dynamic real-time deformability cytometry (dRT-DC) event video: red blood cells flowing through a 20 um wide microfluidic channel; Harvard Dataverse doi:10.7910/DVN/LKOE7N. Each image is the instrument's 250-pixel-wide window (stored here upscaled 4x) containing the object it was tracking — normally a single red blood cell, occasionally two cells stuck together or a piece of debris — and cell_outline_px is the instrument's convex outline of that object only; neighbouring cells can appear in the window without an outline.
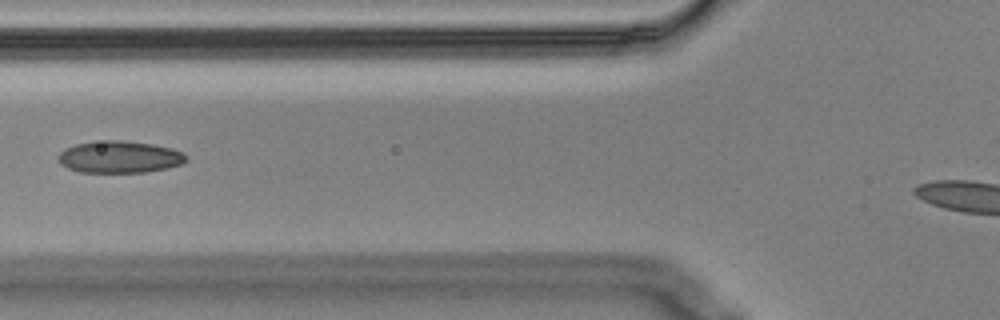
{"species": "Egyptian fruit bat (a non-hibernating species)", "species_latin": "Rousettus aegyptiacus", "temperature_condition": "cold", "stored_images_in_passage": 8, "segment_of_instrument_passage": [1, 2], "camera_frame_rate_fps": 3000, "um_per_image_px": 0.085, "animal": {"sex": "male"}, "frame": {"image": 1, "passage_image": 3, "time_ms": 0.667, "image_size_px": [1000, 320], "cell_outline_px": [[188, 160], [180, 164], [168, 168], [144, 172], [80, 172], [68, 168], [60, 164], [60, 152], [64, 148], [76, 144], [104, 140], [124, 140], [152, 144], [172, 148], [184, 152], [188, 156]], "centroid_in_image_um": [10.2, 13.33], "position_along_channel_um": 115.6, "area_um2": 23.87}}
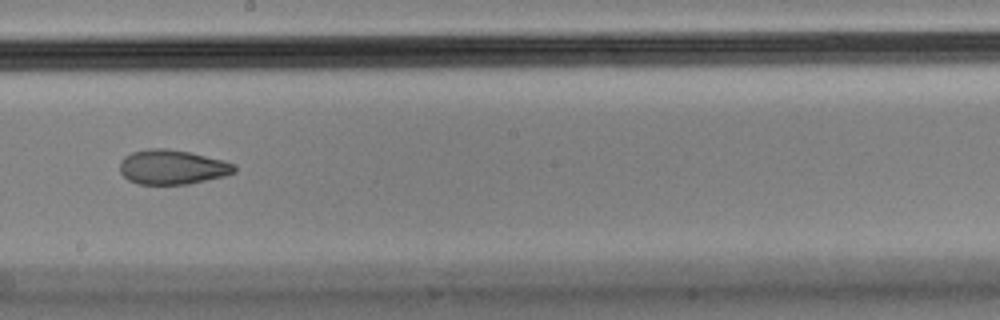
{"frame": {"image": 2, "passage_image": 6, "time_ms": 1.667, "image_size_px": [1000, 320], "cell_outline_px": [[236, 172], [224, 176], [188, 184], [140, 184], [128, 180], [120, 172], [120, 160], [124, 156], [132, 152], [148, 148], [168, 148], [188, 152], [224, 160], [236, 164]], "centroid_in_image_um": [14.64, 14.19], "position_along_channel_um": 233.6, "area_um2": 23.18}}
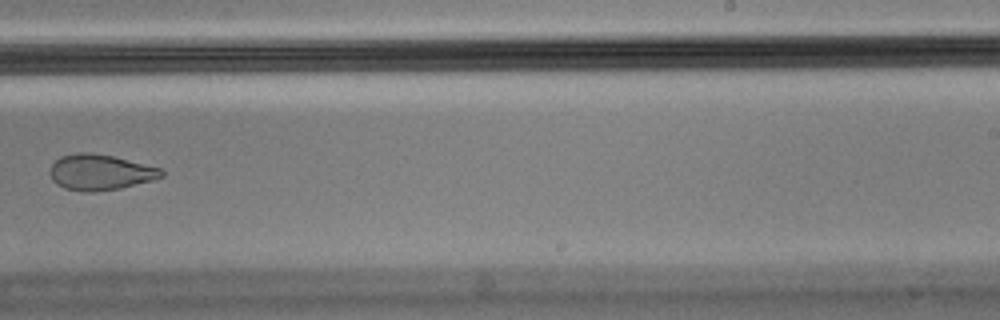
{"frame": {"image": 3, "passage_image": 7, "time_ms": 2.0, "image_size_px": [1000, 320], "cell_outline_px": [[164, 176], [152, 180], [120, 188], [96, 192], [84, 192], [64, 188], [56, 184], [52, 180], [48, 172], [52, 164], [60, 156], [80, 152], [92, 152], [112, 156], [160, 168], [164, 172]], "centroid_in_image_um": [8.47, 14.65], "position_along_channel_um": 280.5, "area_um2": 23.24}}